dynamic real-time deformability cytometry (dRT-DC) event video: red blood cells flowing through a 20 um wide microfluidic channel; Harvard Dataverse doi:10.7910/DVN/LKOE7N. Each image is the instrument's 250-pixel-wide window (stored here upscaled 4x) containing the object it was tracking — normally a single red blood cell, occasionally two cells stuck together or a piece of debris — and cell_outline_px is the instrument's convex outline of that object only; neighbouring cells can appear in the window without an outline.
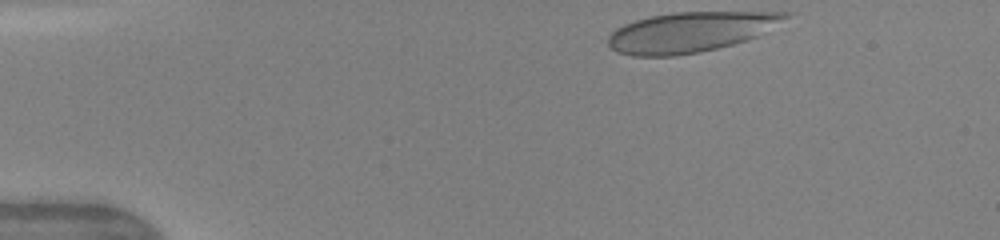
{"species": "human", "species_latin": "Homo sapiens", "temperature_condition": "warm", "stored_images_in_passage": 41, "camera_frame_rate_fps": 3000, "um_per_image_px": 0.085, "donor": {"sex": "female"}, "frame": {"image": 1, "passage_image": 1, "time_ms": 0.0, "image_size_px": [1000, 240], "cell_outline_px": [[792, 12], [788, 16], [756, 36], [732, 44], [700, 52], [676, 56], [632, 56], [616, 52], [608, 44], [608, 36], [616, 28], [624, 24], [636, 20], [652, 16], [672, 12]], "centroid_in_image_um": [58.59, 2.73], "position_along_channel_um": 26.4, "area_um2": 40.86}}
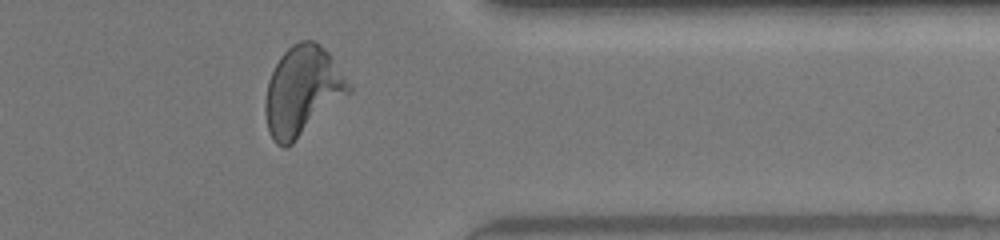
{"frame": {"image": 2, "passage_image": 33, "time_ms": 10.667, "image_size_px": [1000, 240], "cell_outline_px": [[352, 92], [288, 148], [284, 148], [276, 144], [268, 128], [264, 112], [264, 100], [268, 80], [280, 56], [292, 44], [300, 40], [316, 40], [328, 52], [352, 88]], "centroid_in_image_um": [25.69, 7.75], "position_along_channel_um": 385.7, "area_um2": 43.52}}
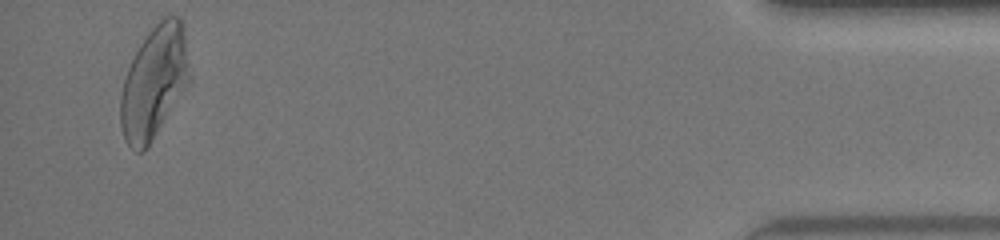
{"frame": {"image": 3, "passage_image": 40, "time_ms": 13.0, "image_size_px": [1000, 240], "cell_outline_px": [[188, 84], [144, 152], [136, 152], [124, 140], [120, 124], [120, 96], [124, 80], [128, 68], [140, 44], [148, 32], [160, 16], [180, 16], [184, 24], [188, 72]], "centroid_in_image_um": [13.07, 6.96], "position_along_channel_um": 422.1, "area_um2": 44.68}, "authors_computed_cell_mechanics": {"area_um2": 40.9802, "velocity_mm_per_s": 4.1925, "shape_relaxation_time_tau1_ms": 4.9821, "shape_relaxation_time_tau2_ms": null, "deformation_change_tau1": 0.2003, "deformation_change_tau2": null}}